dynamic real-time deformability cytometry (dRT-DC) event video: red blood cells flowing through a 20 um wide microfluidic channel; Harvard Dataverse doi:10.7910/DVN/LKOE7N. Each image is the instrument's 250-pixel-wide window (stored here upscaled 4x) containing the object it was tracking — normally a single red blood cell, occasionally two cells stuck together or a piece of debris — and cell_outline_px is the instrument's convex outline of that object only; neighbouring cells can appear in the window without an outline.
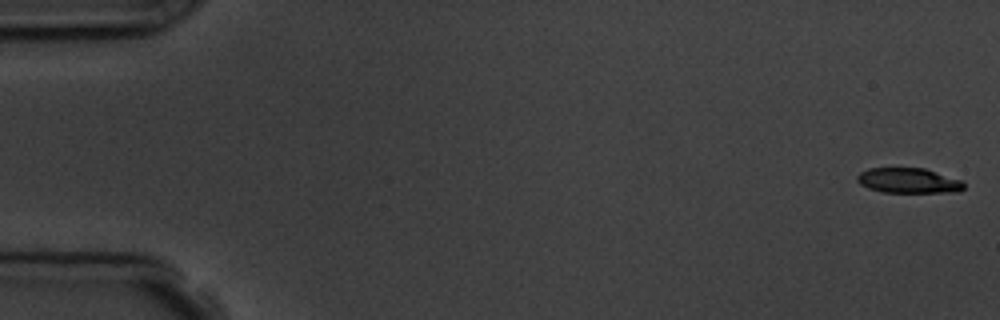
{"species": "common noctule bat (a hibernating species)", "species_latin": "Nyctalus noctula", "temperature_condition": "room temperature", "stored_images_in_passage": 6, "camera_frame_rate_fps": 3000, "um_per_image_px": 0.085, "animal": {"sex": "male", "body_mass_g": 19.5, "forearm_length_mm": 54.6}, "frame": {"image": 1, "passage_image": 1, "time_ms": 0.0, "image_size_px": [1000, 320], "cell_outline_px": [[964, 188], [960, 192], [880, 192], [868, 188], [860, 184], [856, 180], [856, 176], [860, 172], [868, 168], [924, 168], [960, 180], [964, 184]], "centroid_in_image_um": [77.18, 15.35], "position_along_channel_um": 7.8, "area_um2": 15.61}}
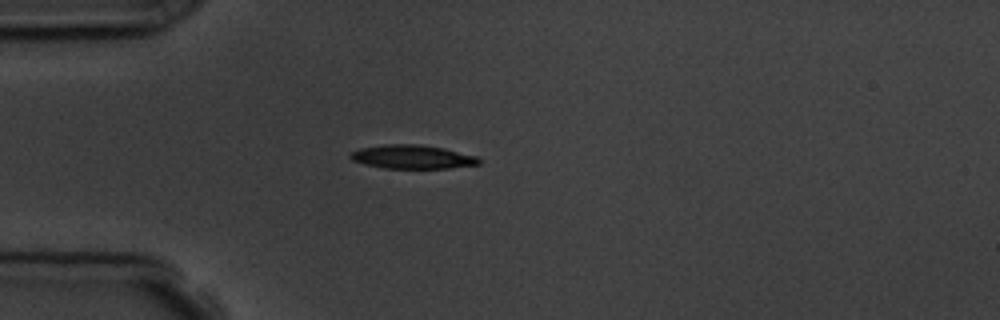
{"frame": {"image": 2, "passage_image": 5, "time_ms": 4.667, "image_size_px": [1000, 320], "cell_outline_px": [[480, 164], [448, 168], [384, 168], [364, 164], [352, 160], [348, 156], [352, 152], [360, 148], [384, 144], [420, 144], [444, 148], [476, 156], [480, 160]], "centroid_in_image_um": [35.03, 13.33], "position_along_channel_um": 50.0, "area_um2": 17.74}}